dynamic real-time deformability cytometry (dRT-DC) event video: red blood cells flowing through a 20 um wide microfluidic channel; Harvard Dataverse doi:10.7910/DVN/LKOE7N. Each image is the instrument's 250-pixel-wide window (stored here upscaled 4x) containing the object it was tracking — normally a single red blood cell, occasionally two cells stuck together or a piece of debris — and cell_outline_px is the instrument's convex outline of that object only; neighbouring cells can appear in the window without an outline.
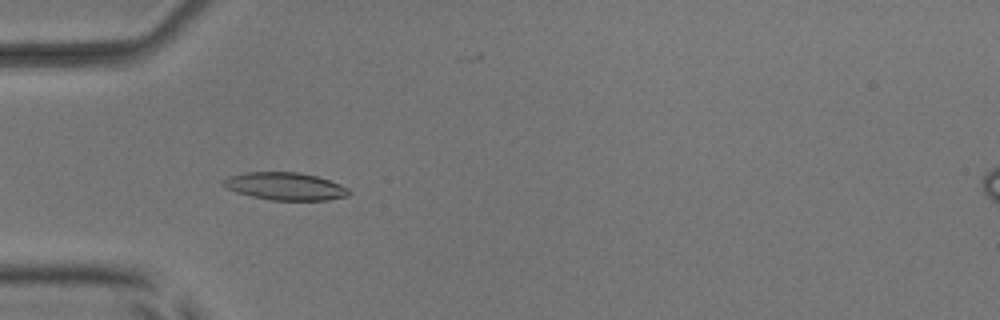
{"species": "common noctule bat (a hibernating species)", "species_latin": "Nyctalus noctula", "temperature_condition": "room temperature", "stored_images_in_passage": 54, "camera_frame_rate_fps": 3000, "um_per_image_px": 0.085, "animal": {"sex": "male", "body_mass_g": 17.9, "forearm_length_mm": 54.2}, "frame": {"image": 1, "passage_image": 17, "time_ms": 5.333, "image_size_px": [1000, 320], "cell_outline_px": [[352, 192], [348, 196], [328, 200], [272, 200], [252, 196], [236, 192], [220, 184], [228, 176], [244, 172], [296, 172], [316, 176], [340, 184], [348, 188]], "centroid_in_image_um": [24.25, 15.83], "position_along_channel_um": 60.8, "area_um2": 20.17}}
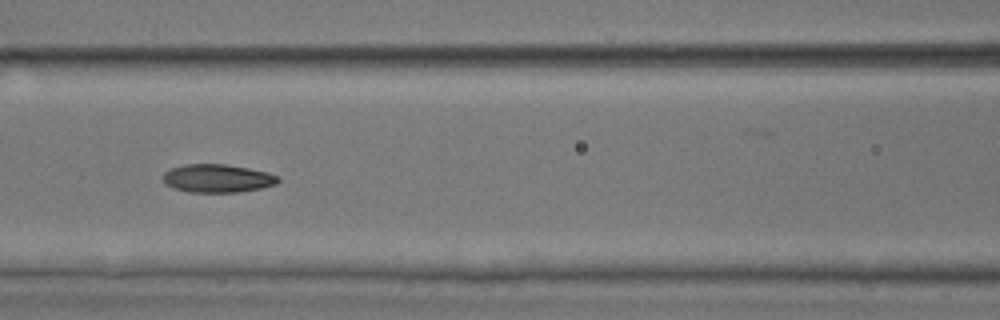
{"frame": {"image": 2, "passage_image": 24, "time_ms": 7.667, "image_size_px": [1000, 320], "cell_outline_px": [[280, 180], [276, 184], [260, 188], [240, 192], [188, 192], [172, 188], [164, 184], [164, 172], [172, 168], [184, 164], [224, 164], [248, 168], [268, 172], [280, 176]], "centroid_in_image_um": [18.49, 15.16], "position_along_channel_um": 148.1, "area_um2": 19.02}}
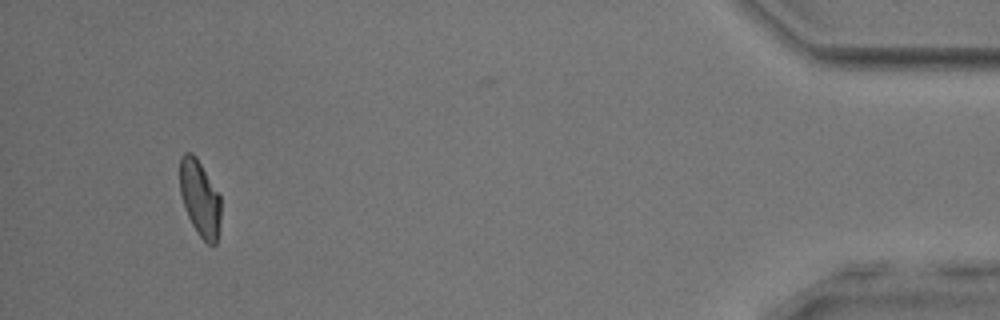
{"frame": {"image": 3, "passage_image": 50, "time_ms": 16.333, "image_size_px": [1000, 320], "cell_outline_px": [[220, 220], [216, 244], [208, 244], [196, 232], [184, 208], [180, 192], [180, 156], [184, 152], [192, 152], [196, 156], [220, 196]], "centroid_in_image_um": [16.97, 16.84], "position_along_channel_um": 418.2, "area_um2": 18.09}, "authors_computed_cell_mechanics": {"area_um2": 19.2763, "velocity_mm_per_s": 3.9244, "shape_relaxation_time_tau1_ms": 4.791, "shape_relaxation_time_tau2_ms": 2.7283, "deformation_change_tau1": 0.1355, "deformation_change_tau2": 0.0927}}